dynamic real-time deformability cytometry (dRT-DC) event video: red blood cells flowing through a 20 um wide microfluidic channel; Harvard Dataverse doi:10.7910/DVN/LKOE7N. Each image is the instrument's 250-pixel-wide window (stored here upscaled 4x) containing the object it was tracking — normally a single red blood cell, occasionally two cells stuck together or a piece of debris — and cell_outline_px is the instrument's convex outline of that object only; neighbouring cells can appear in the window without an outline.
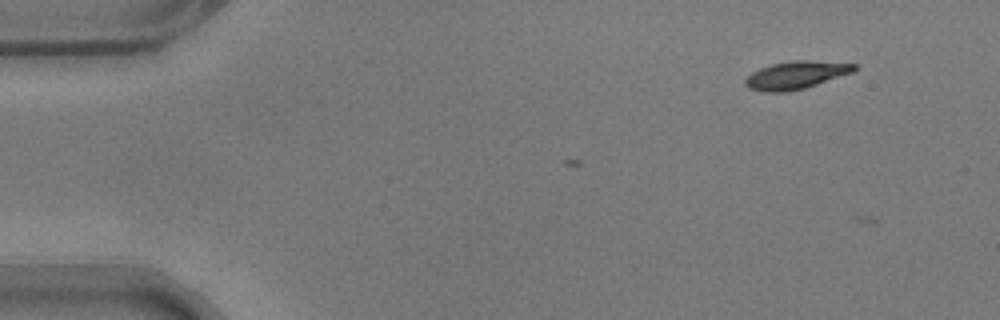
{"species": "common noctule bat (a hibernating species)", "species_latin": "Nyctalus noctula", "temperature_condition": "warm", "stored_images_in_passage": 3, "camera_frame_rate_fps": 3000, "um_per_image_px": 0.085, "animal": {"sex": "male", "body_mass_g": 17.9}, "frame": {"image": 1, "passage_image": 3, "time_ms": 0.667, "image_size_px": [1000, 320], "cell_outline_px": [[860, 68], [852, 72], [804, 88], [788, 92], [764, 92], [748, 88], [744, 84], [744, 80], [752, 72], [760, 68], [772, 64], [796, 60], [808, 60], [856, 64]], "centroid_in_image_um": [67.64, 6.38], "position_along_channel_um": 17.4, "area_um2": 17.51}}